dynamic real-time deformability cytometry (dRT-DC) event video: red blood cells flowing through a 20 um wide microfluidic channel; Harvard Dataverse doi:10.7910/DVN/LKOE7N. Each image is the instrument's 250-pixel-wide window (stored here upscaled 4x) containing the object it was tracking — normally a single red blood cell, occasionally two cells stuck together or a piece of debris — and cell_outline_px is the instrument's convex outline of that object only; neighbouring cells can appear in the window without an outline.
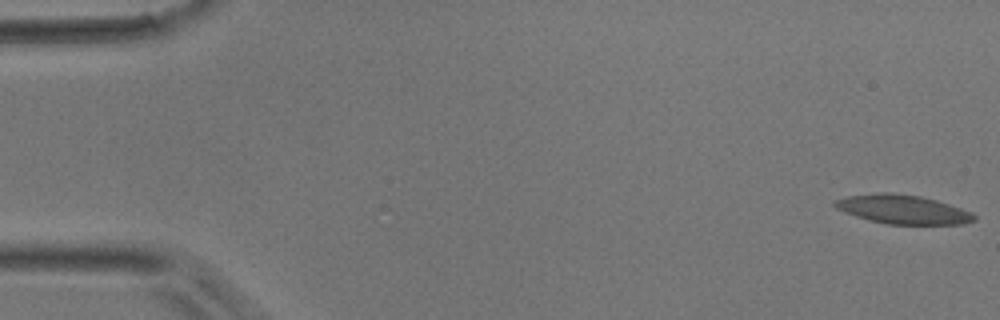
{"species": "common noctule bat (a hibernating species)", "species_latin": "Nyctalus noctula", "temperature_condition": "room temperature", "stored_images_in_passage": 10, "camera_frame_rate_fps": 3000, "um_per_image_px": 0.085, "animal": {"sex": "male", "body_mass_g": 17.9}, "frame": {"image": 1, "passage_image": 1, "time_ms": 0.0, "image_size_px": [1000, 320], "cell_outline_px": [[976, 220], [964, 224], [888, 224], [868, 220], [844, 212], [836, 208], [832, 204], [832, 200], [848, 196], [884, 192], [892, 192], [920, 196], [936, 200], [972, 212], [976, 216]], "centroid_in_image_um": [76.72, 17.8], "position_along_channel_um": 8.3, "area_um2": 23.52}}